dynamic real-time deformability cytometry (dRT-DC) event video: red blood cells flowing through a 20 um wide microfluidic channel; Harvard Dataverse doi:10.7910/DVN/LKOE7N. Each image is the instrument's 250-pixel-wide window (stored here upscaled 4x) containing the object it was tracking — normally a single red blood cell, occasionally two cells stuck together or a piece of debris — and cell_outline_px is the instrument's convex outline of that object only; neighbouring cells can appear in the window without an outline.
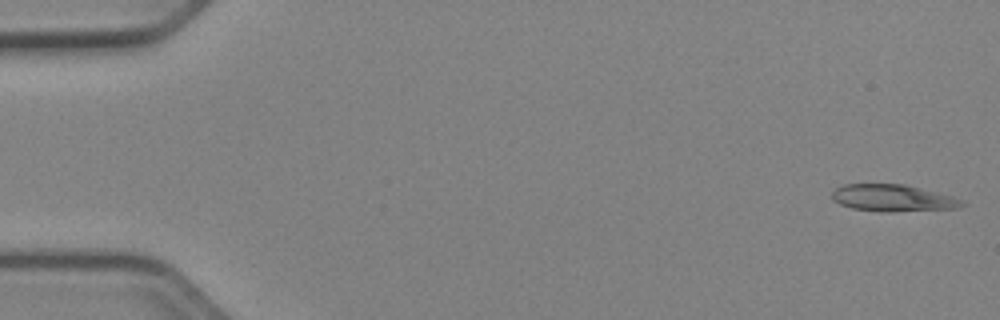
{"species": "Egyptian fruit bat (a non-hibernating species)", "species_latin": "Rousettus aegyptiacus", "temperature_condition": "cold", "stored_images_in_passage": 52, "camera_frame_rate_fps": 3000, "um_per_image_px": 0.085, "animal": {"sex": "female"}, "frame": {"image": 1, "passage_image": 1, "time_ms": 0.0, "image_size_px": [1000, 320], "cell_outline_px": [[968, 204], [956, 208], [892, 212], [880, 212], [852, 208], [840, 204], [832, 200], [832, 192], [836, 188], [844, 184], [904, 184], [952, 196], [964, 200]], "centroid_in_image_um": [75.9, 16.84], "position_along_channel_um": 9.1, "area_um2": 20.46}}
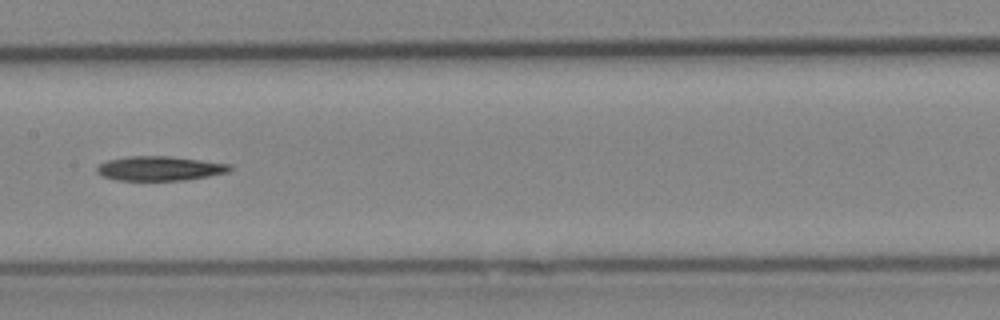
{"frame": {"image": 2, "passage_image": 26, "time_ms": 8.333, "image_size_px": [1000, 320], "cell_outline_px": [[232, 168], [228, 172], [208, 176], [184, 180], [116, 180], [104, 176], [96, 172], [96, 168], [100, 164], [108, 160], [128, 156], [168, 156], [232, 164]], "centroid_in_image_um": [13.58, 14.31], "position_along_channel_um": 193.8, "area_um2": 18.79}}
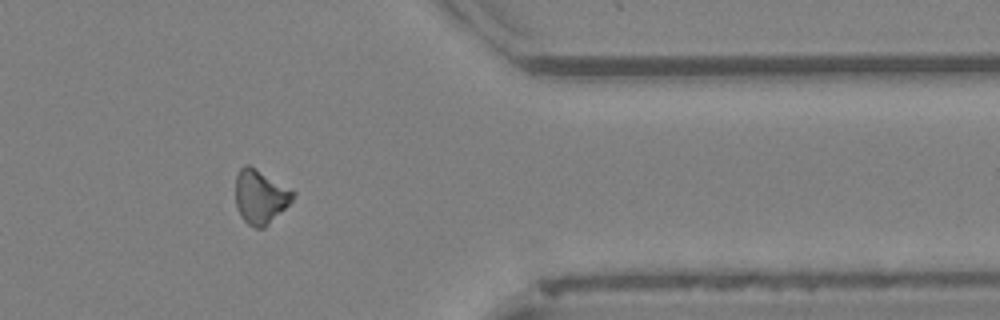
{"frame": {"image": 3, "passage_image": 42, "time_ms": 13.667, "image_size_px": [1000, 320], "cell_outline_px": [[296, 192], [292, 200], [264, 228], [256, 228], [248, 224], [240, 216], [236, 208], [236, 172], [244, 164], [248, 164], [256, 168]], "centroid_in_image_um": [22.09, 16.7], "position_along_channel_um": 389.3, "area_um2": 17.98}, "authors_computed_cell_mechanics": {"area_um2": 19.1896, "velocity_mm_per_s": 3.9569, "shape_relaxation_time_tau1_ms": 10.8237, "shape_relaxation_time_tau2_ms": null, "deformation_change_tau1": 0.1658, "deformation_change_tau2": null}}